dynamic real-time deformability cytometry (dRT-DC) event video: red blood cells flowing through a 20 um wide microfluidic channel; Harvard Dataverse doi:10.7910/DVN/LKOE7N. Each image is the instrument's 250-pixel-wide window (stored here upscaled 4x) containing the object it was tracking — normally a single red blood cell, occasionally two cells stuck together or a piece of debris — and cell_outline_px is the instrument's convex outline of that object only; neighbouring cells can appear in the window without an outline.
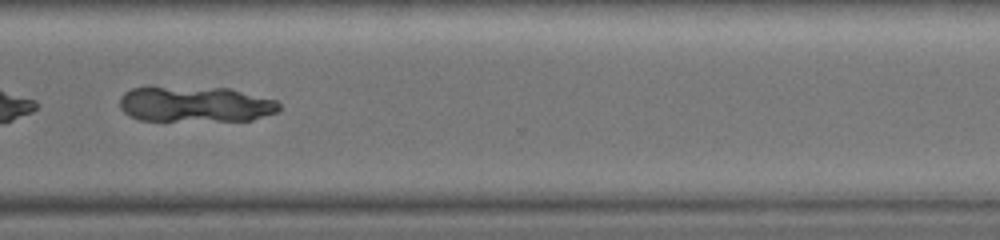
{"species": "common noctule bat (a hibernating species)", "species_latin": "Nyctalus noctula", "temperature_condition": "warm", "stored_images_in_passage": 33, "camera_frame_rate_fps": 3000, "um_per_image_px": 0.085, "animal": {"sex": "female", "body_mass_g": 19.0, "forearm_length_mm": 51.5}, "frame": {"image": 1, "passage_image": 24, "time_ms": 7.667, "image_size_px": [1000, 240], "cell_outline_px": [[280, 108], [276, 112], [252, 120], [140, 120], [128, 116], [120, 108], [120, 96], [124, 92], [132, 88], [228, 88], [276, 100], [280, 104]], "centroid_in_image_um": [16.59, 8.87], "position_along_channel_um": 354.0, "area_um2": 32.6}}